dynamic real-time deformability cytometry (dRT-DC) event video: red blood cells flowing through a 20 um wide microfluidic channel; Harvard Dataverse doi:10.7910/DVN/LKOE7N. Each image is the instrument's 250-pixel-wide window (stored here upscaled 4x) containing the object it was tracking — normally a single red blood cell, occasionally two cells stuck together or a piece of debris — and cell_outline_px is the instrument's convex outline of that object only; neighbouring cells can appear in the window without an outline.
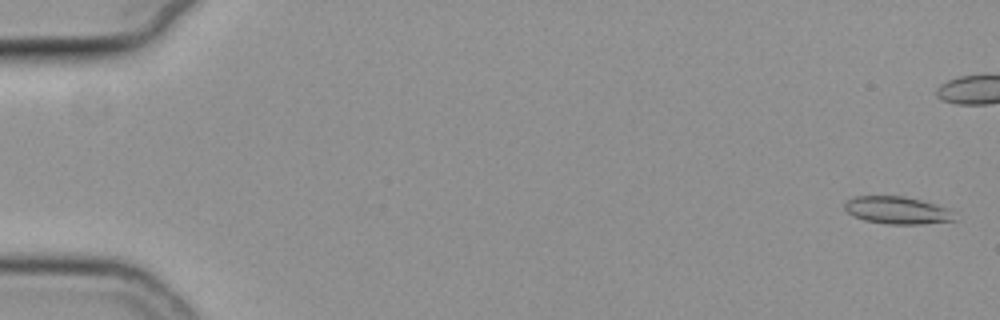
{"species": "common noctule bat (a hibernating species)", "species_latin": "Nyctalus noctula", "temperature_condition": "cold", "stored_images_in_passage": 58, "camera_frame_rate_fps": 3000, "um_per_image_px": 0.085, "animal": {"sex": "female", "body_mass_g": 19.3, "forearm_length_mm": 54.1}, "frame": {"image": 1, "passage_image": 2, "time_ms": 0.333, "image_size_px": [1000, 320], "cell_outline_px": [[956, 220], [920, 224], [888, 224], [864, 220], [848, 212], [844, 208], [844, 204], [852, 196], [904, 196], [936, 204], [948, 208]], "centroid_in_image_um": [76.25, 17.86], "position_along_channel_um": 8.8, "area_um2": 17.4}}
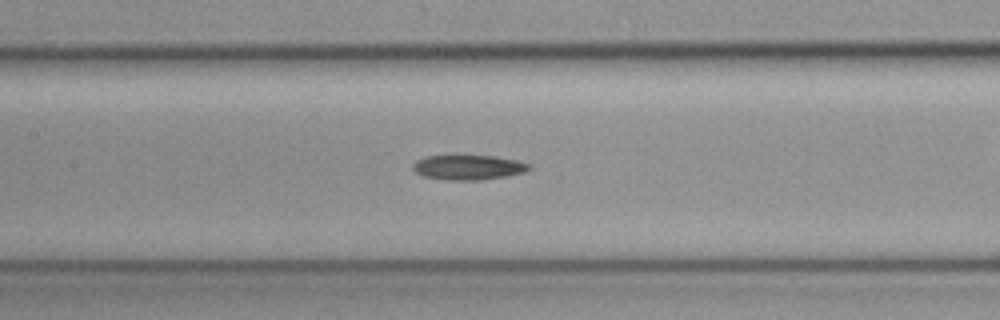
{"frame": {"image": 2, "passage_image": 28, "time_ms": 9.0, "image_size_px": [1000, 320], "cell_outline_px": [[532, 168], [524, 172], [504, 176], [480, 180], [448, 180], [424, 176], [416, 172], [412, 168], [412, 164], [416, 160], [428, 156], [496, 156], [516, 160], [532, 164]], "centroid_in_image_um": [39.83, 14.22], "position_along_channel_um": 167.6, "area_um2": 16.7}}
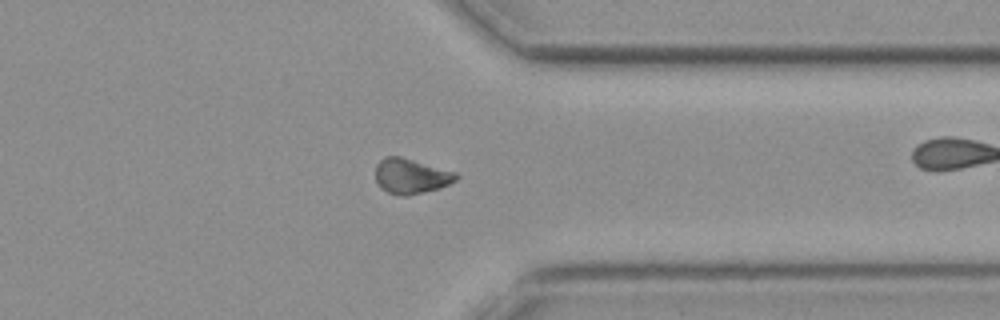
{"frame": {"image": 3, "passage_image": 45, "time_ms": 14.667, "image_size_px": [1000, 320], "cell_outline_px": [[460, 176], [456, 180], [440, 188], [408, 196], [404, 196], [388, 192], [380, 188], [376, 180], [376, 164], [384, 156], [400, 156], [456, 172]], "centroid_in_image_um": [34.93, 14.97], "position_along_channel_um": 376.5, "area_um2": 16.53}}